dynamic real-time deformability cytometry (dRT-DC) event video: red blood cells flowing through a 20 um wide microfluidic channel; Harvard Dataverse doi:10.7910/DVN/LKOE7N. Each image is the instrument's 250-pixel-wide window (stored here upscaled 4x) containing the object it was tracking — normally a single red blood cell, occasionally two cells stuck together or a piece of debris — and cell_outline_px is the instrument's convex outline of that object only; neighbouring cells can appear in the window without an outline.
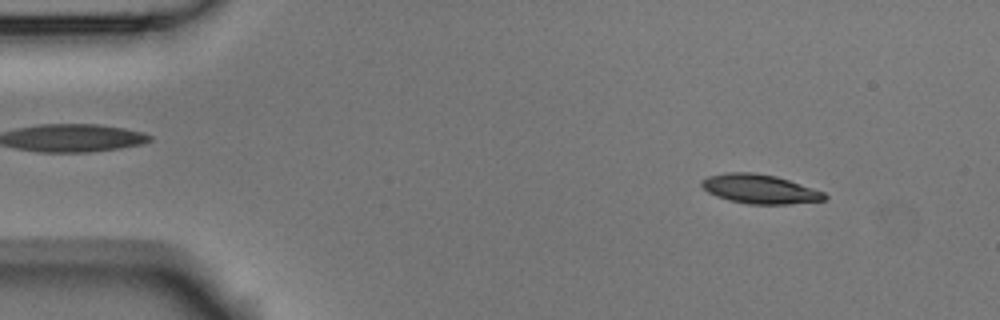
{"species": "Egyptian fruit bat (a non-hibernating species)", "species_latin": "Rousettus aegyptiacus", "temperature_condition": "room temperature", "stored_images_in_passage": 4, "camera_frame_rate_fps": 3000, "um_per_image_px": 0.085, "animal": {"sex": "male"}, "frame": {"image": 1, "passage_image": 1, "time_ms": 0.0, "image_size_px": [1000, 320], "cell_outline_px": [[828, 196], [824, 200], [788, 204], [748, 204], [728, 200], [716, 196], [708, 192], [700, 184], [700, 180], [708, 176], [728, 172], [756, 172], [776, 176], [824, 192]], "centroid_in_image_um": [64.55, 16.06], "position_along_channel_um": 20.5, "area_um2": 20.87}}